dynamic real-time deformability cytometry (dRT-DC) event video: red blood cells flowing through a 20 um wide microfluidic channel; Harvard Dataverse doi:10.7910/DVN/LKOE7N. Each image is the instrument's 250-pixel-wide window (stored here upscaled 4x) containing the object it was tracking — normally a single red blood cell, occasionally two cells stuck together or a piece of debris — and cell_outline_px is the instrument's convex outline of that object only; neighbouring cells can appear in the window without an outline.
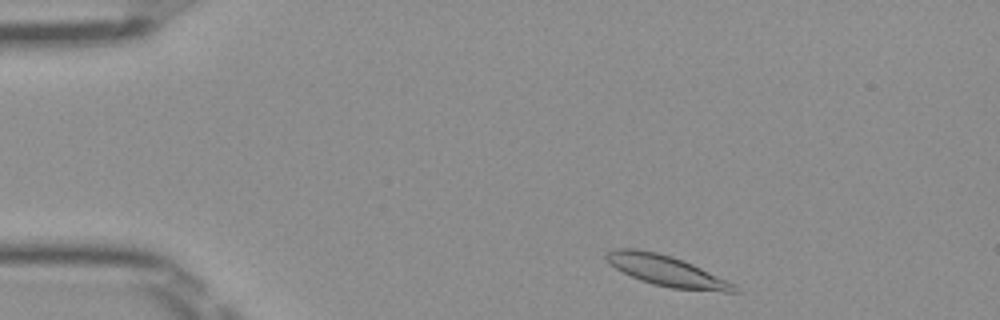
{"species": "Egyptian fruit bat (a non-hibernating species)", "species_latin": "Rousettus aegyptiacus", "temperature_condition": "room temperature", "stored_images_in_passage": 45, "camera_frame_rate_fps": 3000, "um_per_image_px": 0.085, "frame": {"image": 1, "passage_image": 2, "time_ms": 0.333, "image_size_px": [1000, 320], "cell_outline_px": [[740, 292], [724, 292], [672, 288], [652, 284], [640, 280], [616, 268], [604, 256], [608, 252], [616, 248], [636, 248], [656, 252], [672, 256], [684, 260], [736, 284], [740, 288]], "centroid_in_image_um": [56.72, 23.02], "position_along_channel_um": 28.3, "area_um2": 22.77}}
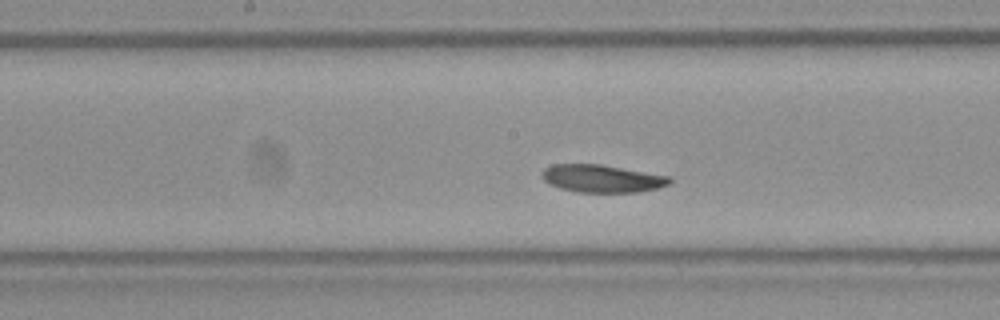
{"frame": {"image": 2, "passage_image": 20, "time_ms": 6.333, "image_size_px": [1000, 320], "cell_outline_px": [[672, 180], [668, 184], [656, 188], [636, 192], [576, 192], [560, 188], [548, 184], [540, 176], [540, 172], [544, 168], [552, 164], [600, 164], [672, 176]], "centroid_in_image_um": [51.13, 15.17], "position_along_channel_um": 197.1, "area_um2": 20.75}}
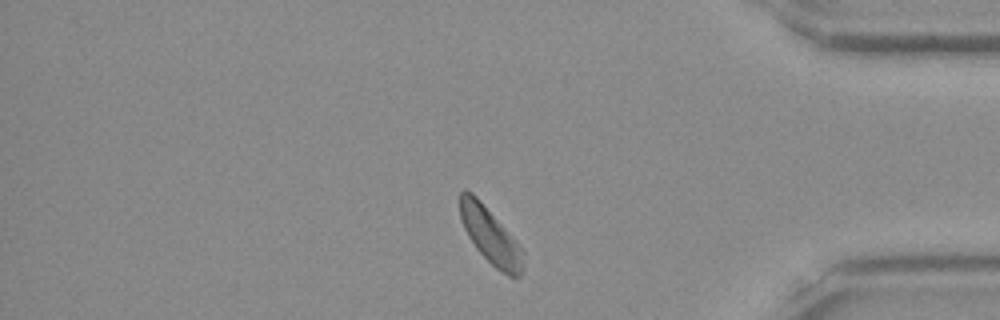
{"frame": {"image": 3, "passage_image": 37, "time_ms": 12.0, "image_size_px": [1000, 320], "cell_outline_px": [[524, 268], [520, 276], [516, 280], [500, 272], [476, 248], [468, 236], [460, 220], [460, 192], [464, 188], [472, 192], [480, 200], [516, 240], [524, 252]], "centroid_in_image_um": [41.71, 20.07], "position_along_channel_um": 393.5, "area_um2": 20.81}, "authors_computed_cell_mechanics": {"area_um2": 20.808, "velocity_mm_per_s": 3.9281, "shape_relaxation_time_tau1_ms": 5.286, "shape_relaxation_time_tau2_ms": 4.838, "deformation_change_tau1": 0.1226, "deformation_change_tau2": 0.1063}}